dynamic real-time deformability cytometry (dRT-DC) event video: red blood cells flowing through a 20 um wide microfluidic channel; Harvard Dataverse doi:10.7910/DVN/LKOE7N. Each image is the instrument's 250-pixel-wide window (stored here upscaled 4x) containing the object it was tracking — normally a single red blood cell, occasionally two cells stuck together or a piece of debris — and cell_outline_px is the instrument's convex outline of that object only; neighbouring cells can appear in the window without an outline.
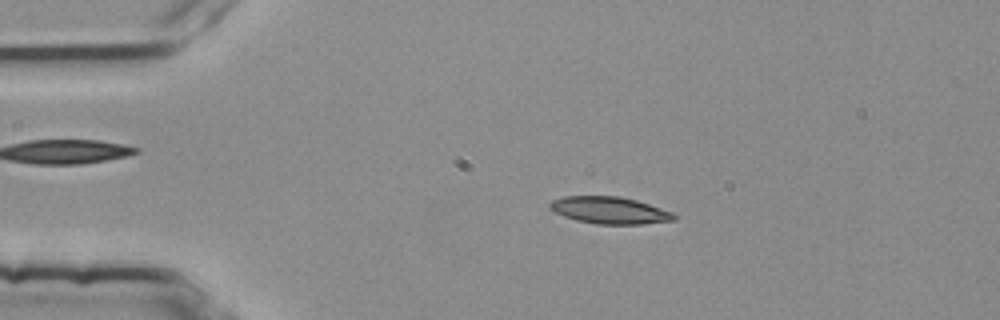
{"species": "common noctule bat (a hibernating species)", "species_latin": "Nyctalus noctula", "temperature_condition": "room temperature", "stored_images_in_passage": 49, "camera_frame_rate_fps": 3000, "um_per_image_px": 0.085, "animal": {"sex": "female", "body_mass_g": 25.1}, "frame": {"image": 1, "passage_image": 7, "time_ms": 2.0, "image_size_px": [1000, 320], "cell_outline_px": [[676, 220], [644, 224], [596, 224], [576, 220], [552, 212], [548, 208], [548, 204], [552, 200], [564, 196], [620, 196], [636, 200], [672, 212], [676, 216]], "centroid_in_image_um": [51.78, 17.87], "position_along_channel_um": 33.2, "area_um2": 19.65}}
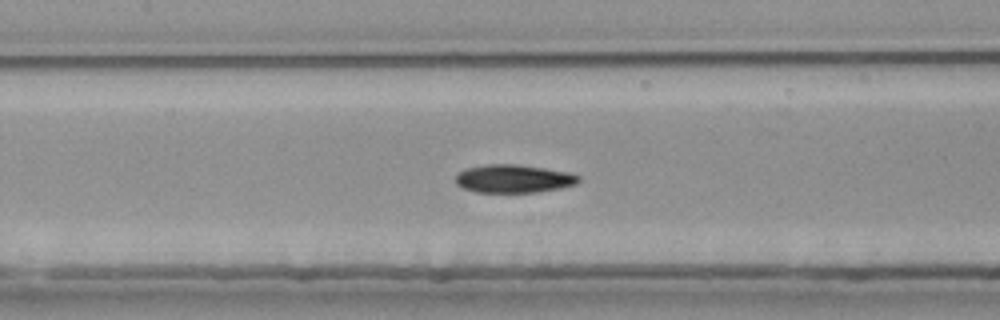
{"frame": {"image": 2, "passage_image": 21, "time_ms": 6.667, "image_size_px": [1000, 320], "cell_outline_px": [[580, 180], [576, 184], [560, 188], [536, 192], [476, 192], [464, 188], [456, 184], [456, 176], [460, 172], [468, 168], [488, 164], [516, 164], [572, 172], [580, 176]], "centroid_in_image_um": [43.7, 15.19], "position_along_channel_um": 163.7, "area_um2": 20.11}}
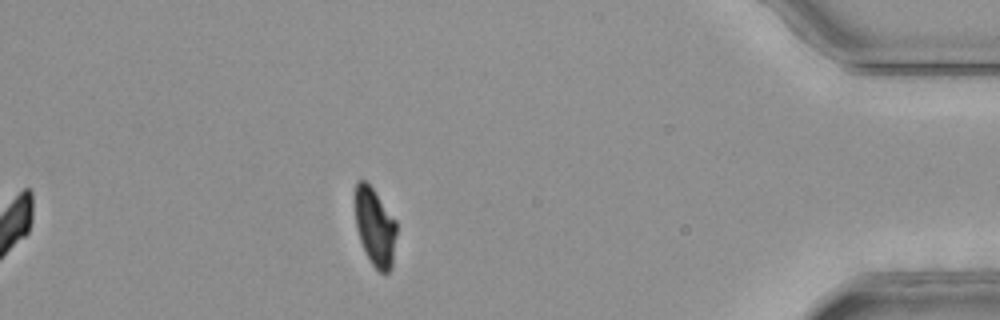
{"frame": {"image": 3, "passage_image": 44, "time_ms": 14.333, "image_size_px": [1000, 320], "cell_outline_px": [[396, 232], [392, 268], [388, 272], [380, 272], [372, 264], [360, 240], [356, 228], [352, 200], [352, 196], [356, 180], [364, 180], [372, 188], [396, 220]], "centroid_in_image_um": [31.82, 19.22], "position_along_channel_um": 403.4, "area_um2": 19.19}, "authors_computed_cell_mechanics": {"area_um2": 20.0566, "velocity_mm_per_s": 3.7732, "shape_relaxation_time_tau1_ms": 8.2208, "shape_relaxation_time_tau2_ms": 4.3001, "deformation_change_tau1": 0.2104, "deformation_change_tau2": 0.0893}}